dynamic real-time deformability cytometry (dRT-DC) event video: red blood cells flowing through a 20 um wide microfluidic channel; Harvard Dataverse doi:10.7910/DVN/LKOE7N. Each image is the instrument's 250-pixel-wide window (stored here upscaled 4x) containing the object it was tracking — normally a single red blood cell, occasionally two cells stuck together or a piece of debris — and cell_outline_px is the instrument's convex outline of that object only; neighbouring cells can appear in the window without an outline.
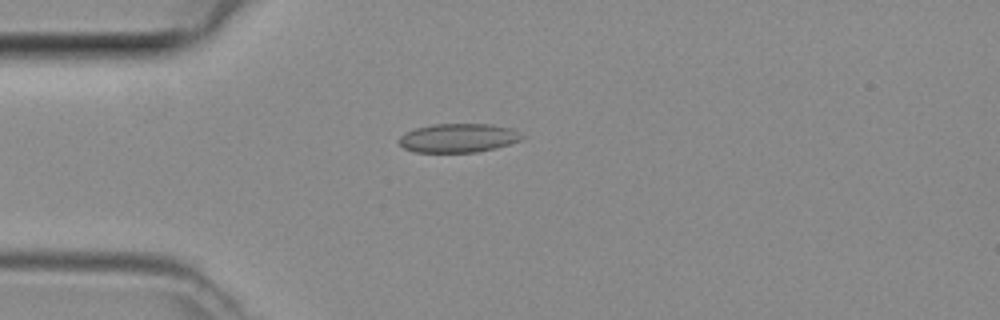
{"species": "common noctule bat (a hibernating species)", "species_latin": "Nyctalus noctula", "temperature_condition": "room temperature", "stored_images_in_passage": 36, "camera_frame_rate_fps": 3000, "um_per_image_px": 0.085, "animal": {"sex": "female", "body_mass_g": 29.2, "forearm_length_mm": 56.3}, "frame": {"image": 1, "passage_image": 1, "time_ms": 0.0, "image_size_px": [1000, 320], "cell_outline_px": [[524, 136], [520, 140], [496, 148], [476, 152], [416, 152], [404, 148], [396, 140], [404, 132], [416, 128], [432, 124], [492, 124], [512, 128], [520, 132]], "centroid_in_image_um": [38.94, 11.72], "position_along_channel_um": 46.1, "area_um2": 20.81}}
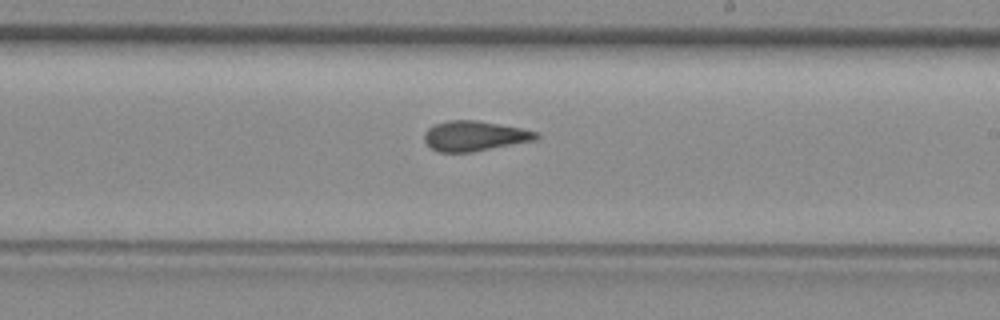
{"frame": {"image": 2, "passage_image": 16, "time_ms": 5.0, "image_size_px": [1000, 320], "cell_outline_px": [[540, 136], [536, 140], [472, 152], [436, 152], [424, 140], [424, 132], [428, 128], [436, 124], [448, 120], [476, 120], [500, 124], [520, 128], [536, 132]], "centroid_in_image_um": [40.32, 11.56], "position_along_channel_um": 248.7, "area_um2": 19.54}}
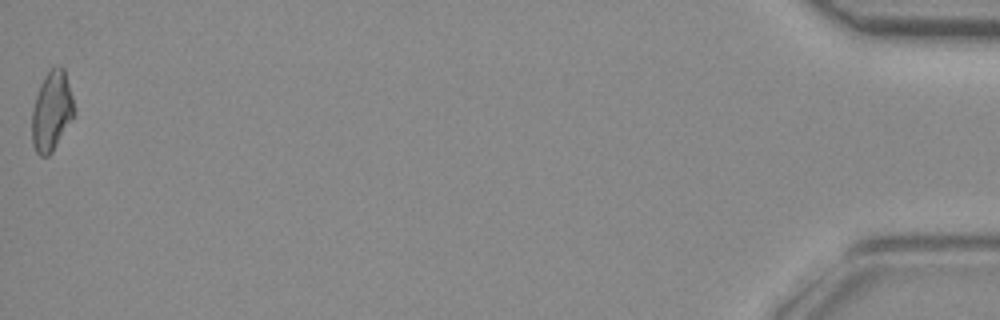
{"frame": {"image": 3, "passage_image": 36, "time_ms": 11.667, "image_size_px": [1000, 320], "cell_outline_px": [[72, 116], [52, 152], [48, 156], [40, 156], [36, 152], [32, 144], [32, 108], [40, 84], [44, 76], [56, 64], [60, 64], [64, 68], [72, 96]], "centroid_in_image_um": [4.35, 9.41], "position_along_channel_um": 430.9, "area_um2": 19.13}}